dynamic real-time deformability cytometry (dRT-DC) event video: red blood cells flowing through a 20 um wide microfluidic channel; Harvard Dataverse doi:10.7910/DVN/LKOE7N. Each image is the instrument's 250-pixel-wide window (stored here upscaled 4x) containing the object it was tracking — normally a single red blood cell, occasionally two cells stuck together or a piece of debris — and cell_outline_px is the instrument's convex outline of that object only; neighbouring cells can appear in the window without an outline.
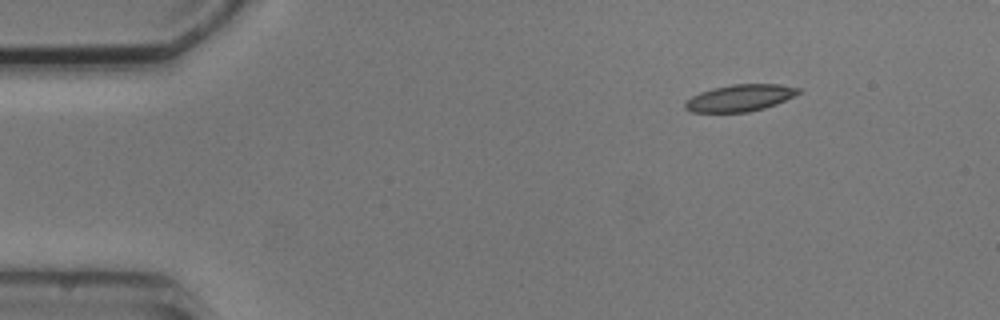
{"species": "common noctule bat (a hibernating species)", "species_latin": "Nyctalus noctula", "temperature_condition": "cold", "stored_images_in_passage": 3, "camera_frame_rate_fps": 3000, "um_per_image_px": 0.085, "animal": {"sex": "male", "body_mass_g": 20.5, "forearm_length_mm": 52.5}, "frame": {"image": 1, "passage_image": 1, "time_ms": 0.0, "image_size_px": [1000, 320], "cell_outline_px": [[804, 88], [800, 92], [776, 104], [764, 108], [748, 112], [692, 112], [684, 108], [684, 104], [692, 96], [700, 92], [712, 88], [732, 84], [780, 84]], "centroid_in_image_um": [62.91, 8.31], "position_along_channel_um": 22.1, "area_um2": 17.69}}